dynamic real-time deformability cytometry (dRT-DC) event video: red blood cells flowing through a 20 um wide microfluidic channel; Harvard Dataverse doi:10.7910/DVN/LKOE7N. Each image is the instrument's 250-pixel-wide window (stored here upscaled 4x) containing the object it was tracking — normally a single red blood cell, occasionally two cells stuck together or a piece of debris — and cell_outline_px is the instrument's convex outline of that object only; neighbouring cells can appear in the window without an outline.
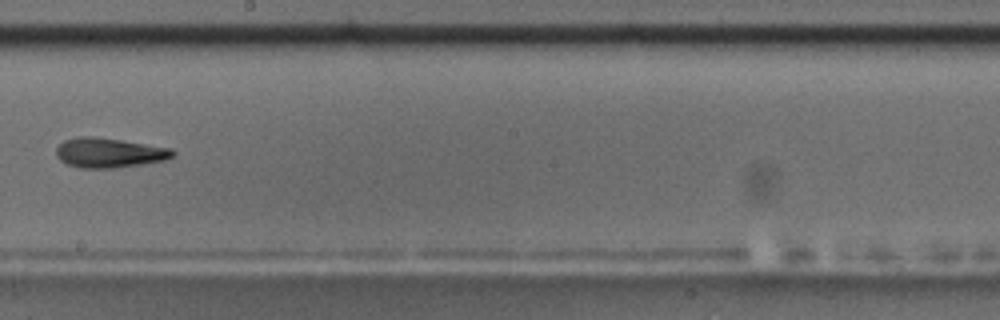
{"species": "common noctule bat (a hibernating species)", "species_latin": "Nyctalus noctula", "temperature_condition": "room temperature", "stored_images_in_passage": 12, "camera_frame_rate_fps": 3000, "um_per_image_px": 0.085, "animal": {"sex": "male", "body_mass_g": 17.5, "forearm_length_mm": 52.3}, "frame": {"image": 1, "passage_image": 6, "time_ms": 7.0, "image_size_px": [1000, 320], "cell_outline_px": [[176, 152], [172, 156], [164, 160], [140, 164], [112, 168], [80, 168], [68, 164], [60, 160], [56, 156], [56, 148], [64, 140], [76, 136], [92, 136], [120, 140], [172, 148]], "centroid_in_image_um": [9.24, 12.98], "position_along_channel_um": 239.0, "area_um2": 20.06}, "authors_computed_cell_mechanics": {"area_um2": 19.652, "velocity_mm_per_s": 3.5288, "shape_relaxation_time_tau1_ms": 8.8704, "shape_relaxation_time_tau2_ms": 4.3614, "deformation_change_tau1": 0.2145, "deformation_change_tau2": 0.1449}}